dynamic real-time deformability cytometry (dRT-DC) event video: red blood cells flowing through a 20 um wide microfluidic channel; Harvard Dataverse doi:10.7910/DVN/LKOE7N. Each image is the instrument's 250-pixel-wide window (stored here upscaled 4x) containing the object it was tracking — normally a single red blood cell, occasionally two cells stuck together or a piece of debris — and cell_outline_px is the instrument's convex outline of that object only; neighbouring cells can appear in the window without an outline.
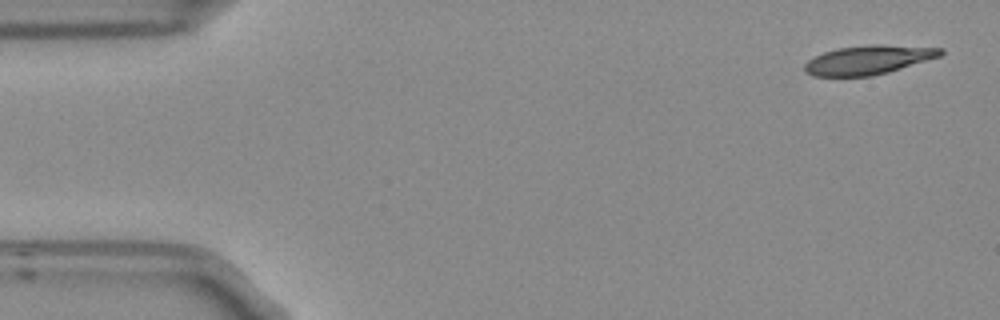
{"species": "Egyptian fruit bat (a non-hibernating species)", "species_latin": "Rousettus aegyptiacus", "temperature_condition": "room temperature", "stored_images_in_passage": 5, "camera_frame_rate_fps": 3000, "um_per_image_px": 0.085, "frame": {"image": 1, "passage_image": 1, "time_ms": 0.0, "image_size_px": [1000, 320], "cell_outline_px": [[944, 52], [940, 56], [888, 72], [872, 76], [812, 76], [804, 72], [804, 64], [808, 60], [824, 52], [836, 48], [868, 44], [884, 44], [944, 48]], "centroid_in_image_um": [73.8, 5.08], "position_along_channel_um": 11.2, "area_um2": 23.12}}
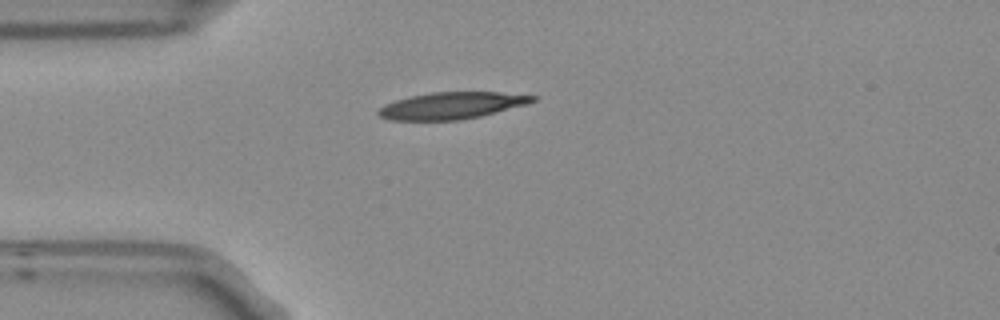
{"frame": {"image": 2, "passage_image": 4, "time_ms": 1.0, "image_size_px": [1000, 320], "cell_outline_px": [[540, 96], [536, 100], [528, 104], [480, 116], [460, 120], [388, 120], [380, 116], [376, 112], [384, 104], [408, 96], [432, 92], [500, 92]], "centroid_in_image_um": [38.4, 8.97], "position_along_channel_um": 46.6, "area_um2": 24.22}}